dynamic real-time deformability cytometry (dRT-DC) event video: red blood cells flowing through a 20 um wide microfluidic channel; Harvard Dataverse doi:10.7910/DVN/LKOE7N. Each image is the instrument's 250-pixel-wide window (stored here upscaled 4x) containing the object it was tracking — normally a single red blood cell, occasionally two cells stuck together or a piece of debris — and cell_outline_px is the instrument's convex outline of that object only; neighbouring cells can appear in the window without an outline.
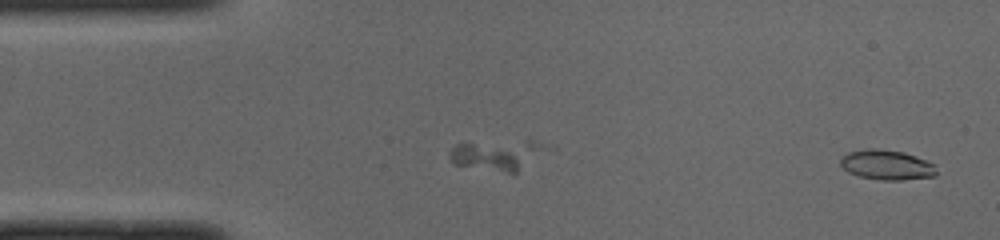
{"species": "common noctule bat (a hibernating species)", "species_latin": "Nyctalus noctula", "temperature_condition": "cold", "stored_images_in_passage": 48, "camera_frame_rate_fps": 3000, "um_per_image_px": 0.085, "animal": {"sex": "male", "body_mass_g": 19.0, "forearm_length_mm": 50.8}, "frame": {"image": 1, "passage_image": 1, "time_ms": 0.0, "image_size_px": [1000, 240], "cell_outline_px": [[936, 176], [900, 180], [880, 180], [860, 176], [848, 172], [840, 164], [840, 156], [848, 152], [864, 148], [872, 148], [904, 152], [916, 156], [932, 164], [936, 172]], "centroid_in_image_um": [75.31, 14.01], "position_along_channel_um": 9.7, "area_um2": 16.65}}
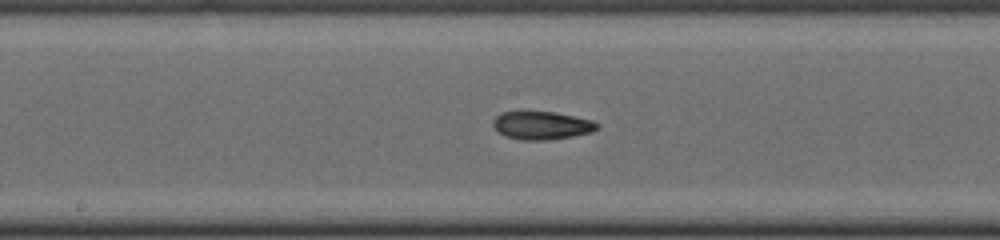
{"frame": {"image": 2, "passage_image": 24, "time_ms": 7.667, "image_size_px": [1000, 240], "cell_outline_px": [[600, 124], [592, 132], [572, 136], [548, 140], [520, 140], [504, 136], [492, 124], [492, 120], [500, 112], [556, 112], [592, 120]], "centroid_in_image_um": [46.04, 10.66], "position_along_channel_um": 202.2, "area_um2": 16.99}}
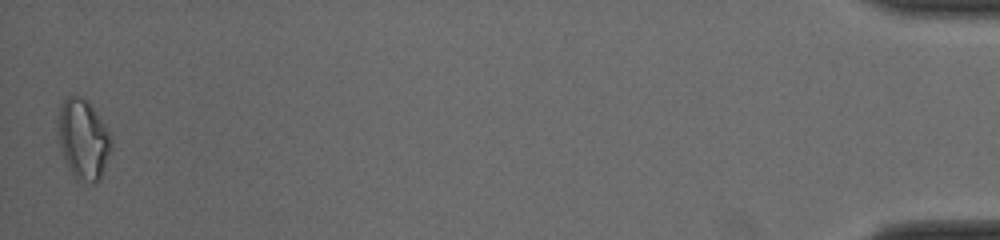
{"frame": {"image": 3, "passage_image": 48, "time_ms": 15.667, "image_size_px": [1000, 240], "cell_outline_px": [[112, 152], [100, 180], [92, 184], [76, 180], [68, 168], [56, 132], [56, 120], [60, 104], [68, 96], [84, 96], [92, 104], [112, 132]], "centroid_in_image_um": [7.11, 11.81], "position_along_channel_um": 428.1, "area_um2": 26.07}, "authors_computed_cell_mechanics": {"area_um2": 17.0221, "velocity_mm_per_s": 4.0334, "shape_relaxation_time_tau1_ms": 8.7805, "shape_relaxation_time_tau2_ms": 6.2421, "deformation_change_tau1": 0.2514, "deformation_change_tau2": 0.103}}